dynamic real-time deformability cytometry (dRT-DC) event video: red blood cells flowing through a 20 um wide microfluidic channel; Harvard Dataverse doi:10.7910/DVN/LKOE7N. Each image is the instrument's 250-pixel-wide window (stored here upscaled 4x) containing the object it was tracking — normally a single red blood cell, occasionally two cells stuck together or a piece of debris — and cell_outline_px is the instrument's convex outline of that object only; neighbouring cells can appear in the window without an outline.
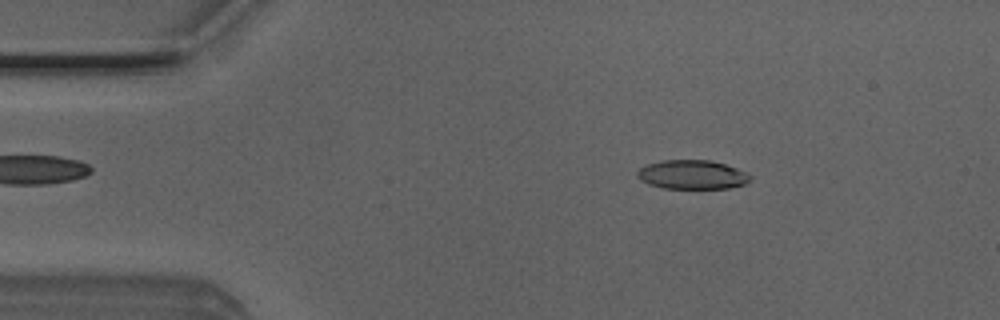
{"species": "Egyptian fruit bat (a non-hibernating species)", "species_latin": "Rousettus aegyptiacus", "temperature_condition": "room temperature", "stored_images_in_passage": 50, "camera_frame_rate_fps": 3000, "um_per_image_px": 0.085, "animal": {"sex": "male"}, "frame": {"image": 1, "passage_image": 7, "time_ms": 2.0, "image_size_px": [1000, 320], "cell_outline_px": [[752, 180], [744, 184], [728, 188], [660, 188], [648, 184], [640, 180], [636, 176], [636, 172], [640, 168], [648, 164], [660, 160], [712, 160], [736, 168], [752, 176]], "centroid_in_image_um": [58.81, 14.84], "position_along_channel_um": 26.2, "area_um2": 19.19}}
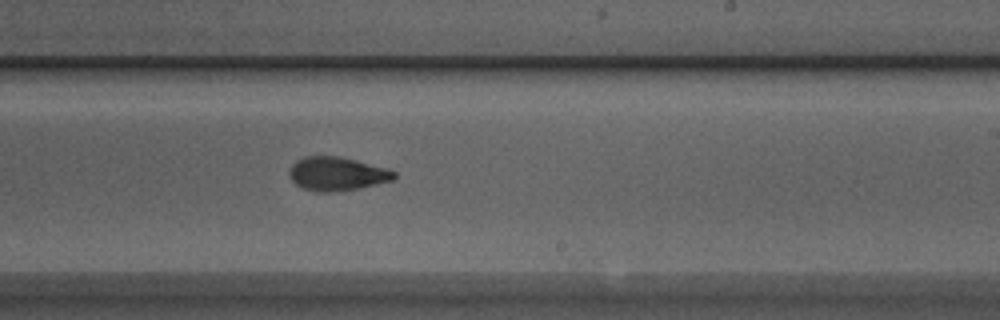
{"frame": {"image": 2, "passage_image": 29, "time_ms": 9.333, "image_size_px": [1000, 320], "cell_outline_px": [[396, 176], [392, 180], [356, 188], [332, 192], [316, 192], [304, 188], [296, 184], [288, 176], [288, 172], [292, 164], [296, 160], [304, 156], [340, 156], [388, 168], [396, 172]], "centroid_in_image_um": [28.61, 14.76], "position_along_channel_um": 260.4, "area_um2": 20.52}}
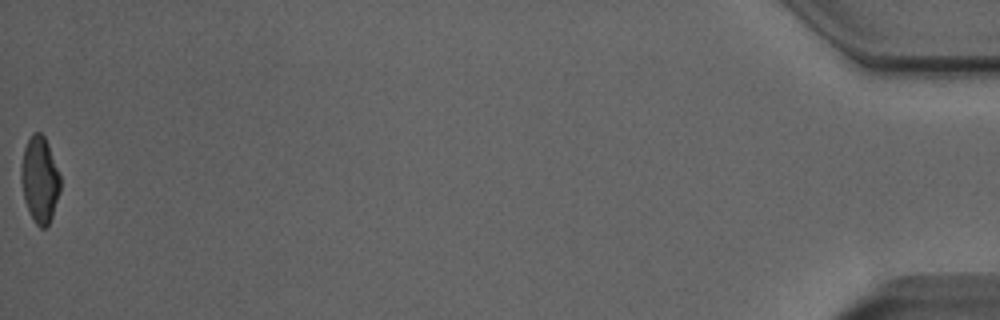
{"frame": {"image": 3, "passage_image": 50, "time_ms": 16.333, "image_size_px": [1000, 320], "cell_outline_px": [[60, 192], [52, 216], [48, 224], [44, 228], [40, 228], [36, 224], [24, 200], [20, 180], [20, 168], [24, 148], [32, 132], [40, 132], [44, 136], [48, 144], [60, 176]], "centroid_in_image_um": [3.36, 15.25], "position_along_channel_um": 431.8, "area_um2": 19.59}, "authors_computed_cell_mechanics": {"area_um2": 20.2589, "velocity_mm_per_s": 3.9922, "shape_relaxation_time_tau1_ms": 5.1225, "shape_relaxation_time_tau2_ms": 3.2092, "deformation_change_tau1": 0.1875, "deformation_change_tau2": 0.0891}}